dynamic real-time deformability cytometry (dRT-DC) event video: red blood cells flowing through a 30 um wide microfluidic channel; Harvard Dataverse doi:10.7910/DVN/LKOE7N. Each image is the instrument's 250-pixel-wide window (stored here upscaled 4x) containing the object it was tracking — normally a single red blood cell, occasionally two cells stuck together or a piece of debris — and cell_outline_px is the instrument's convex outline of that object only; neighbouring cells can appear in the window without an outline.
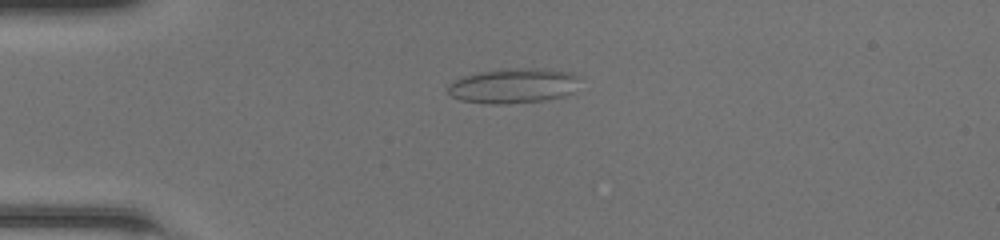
{"species": "common noctule bat (a hibernating species)", "species_latin": "Nyctalus noctula", "temperature_condition": "room temperature", "stored_images_in_passage": 40, "camera_frame_rate_fps": 3000, "um_per_image_px": 0.085, "animal": {"sex": "female", "body_mass_g": 20.0, "forearm_length_mm": 54.0}, "frame": {"image": 1, "passage_image": 4, "time_ms": 1.0, "image_size_px": [1000, 240], "cell_outline_px": [[580, 76], [572, 92], [564, 96], [540, 100], [508, 104], [492, 104], [460, 100], [452, 96], [448, 92], [448, 84], [452, 80], [460, 76], [480, 72], [508, 68], [544, 68], [572, 72]], "centroid_in_image_um": [43.61, 7.27], "position_along_channel_um": 41.4, "area_um2": 26.99}}
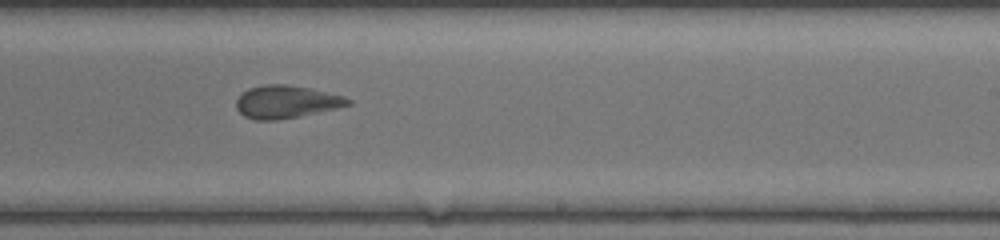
{"frame": {"image": 2, "passage_image": 22, "time_ms": 7.0, "image_size_px": [1000, 240], "cell_outline_px": [[352, 104], [336, 108], [300, 116], [276, 120], [256, 120], [244, 116], [236, 108], [236, 100], [248, 88], [264, 84], [284, 84], [312, 88], [344, 96], [352, 100]], "centroid_in_image_um": [24.34, 8.65], "position_along_channel_um": 264.7, "area_um2": 21.33}}
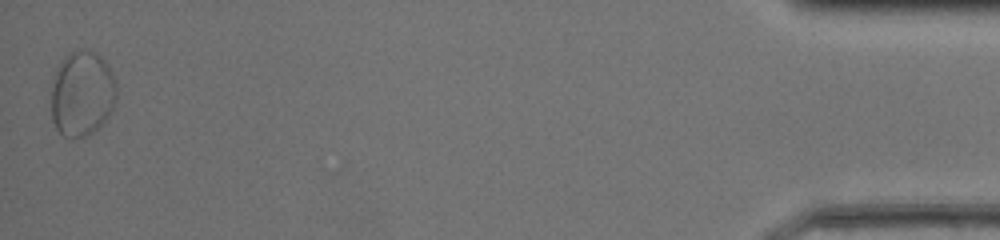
{"frame": {"image": 3, "passage_image": 40, "time_ms": 13.0, "image_size_px": [1000, 240], "cell_outline_px": [[116, 96], [112, 108], [108, 116], [92, 132], [84, 136], [64, 136], [56, 128], [52, 120], [52, 88], [56, 72], [64, 56], [68, 52], [84, 48], [96, 52], [104, 60], [112, 72], [116, 84]], "centroid_in_image_um": [6.98, 7.91], "position_along_channel_um": 428.2, "area_um2": 32.14}, "authors_computed_cell_mechanics": {"area_um2": 22.4842, "velocity_mm_per_s": 4.2456, "shape_relaxation_time_tau1_ms": null, "shape_relaxation_time_tau2_ms": 1.0165, "deformation_change_tau1": null, "deformation_change_tau2": 0.0725}}